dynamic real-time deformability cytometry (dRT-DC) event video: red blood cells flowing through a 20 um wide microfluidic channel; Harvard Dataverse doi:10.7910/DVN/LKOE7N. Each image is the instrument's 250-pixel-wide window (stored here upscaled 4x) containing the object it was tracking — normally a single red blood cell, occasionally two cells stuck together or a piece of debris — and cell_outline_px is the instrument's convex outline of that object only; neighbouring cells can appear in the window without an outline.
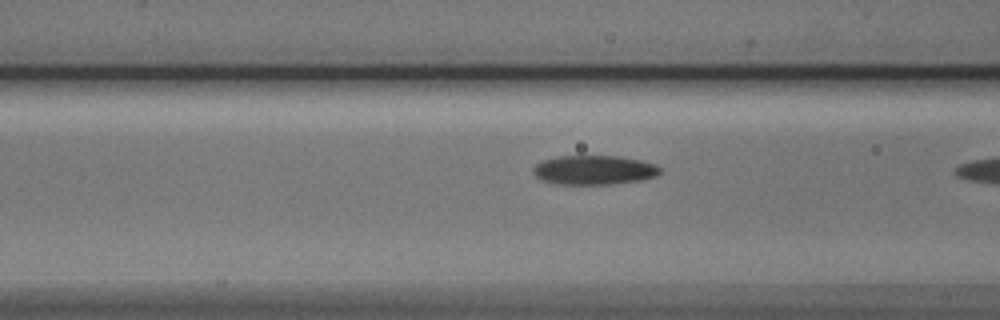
{"species": "Egyptian fruit bat (a non-hibernating species)", "species_latin": "Rousettus aegyptiacus", "temperature_condition": "cold", "stored_images_in_passage": 11, "camera_frame_rate_fps": 3000, "um_per_image_px": 0.085, "animal": {"sex": "male"}, "frame": {"image": 1, "passage_image": 10, "time_ms": 3.0, "image_size_px": [1000, 320], "cell_outline_px": [[660, 172], [656, 176], [640, 180], [612, 184], [556, 184], [540, 180], [532, 172], [532, 168], [536, 164], [544, 160], [560, 156], [620, 156], [640, 160], [656, 164], [660, 168]], "centroid_in_image_um": [50.48, 14.45], "position_along_channel_um": 116.1, "area_um2": 21.68}}